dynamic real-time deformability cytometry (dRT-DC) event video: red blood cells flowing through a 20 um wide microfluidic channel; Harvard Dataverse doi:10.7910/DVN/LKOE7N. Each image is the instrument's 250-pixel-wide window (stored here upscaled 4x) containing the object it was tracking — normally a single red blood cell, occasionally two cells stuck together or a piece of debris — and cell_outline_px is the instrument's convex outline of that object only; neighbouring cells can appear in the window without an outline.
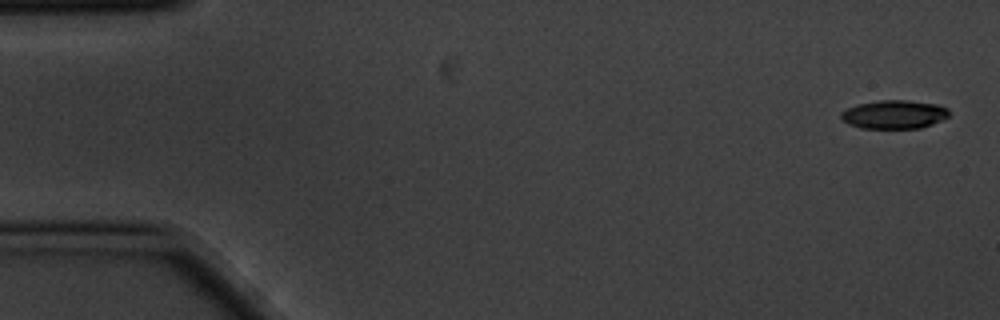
{"species": "common noctule bat (a hibernating species)", "species_latin": "Nyctalus noctula", "temperature_condition": "cold", "stored_images_in_passage": 9, "camera_frame_rate_fps": 3000, "um_per_image_px": 0.085, "animal": {"sex": "male", "body_mass_g": 20.1, "forearm_length_mm": 53.5}, "frame": {"image": 1, "passage_image": 1, "time_ms": 0.0, "image_size_px": [1000, 320], "cell_outline_px": [[948, 116], [932, 124], [920, 128], [860, 128], [848, 124], [840, 116], [840, 112], [856, 104], [880, 100], [908, 100], [936, 104], [948, 108]], "centroid_in_image_um": [75.97, 9.72], "position_along_channel_um": 9.0, "area_um2": 17.92}}
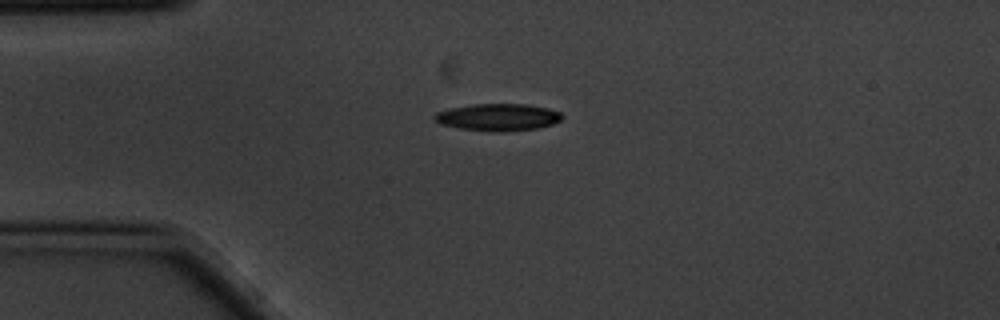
{"frame": {"image": 2, "passage_image": 4, "time_ms": 1.0, "image_size_px": [1000, 320], "cell_outline_px": [[564, 116], [560, 120], [552, 124], [540, 128], [500, 132], [492, 132], [460, 128], [440, 124], [432, 120], [432, 116], [436, 112], [452, 108], [472, 104], [524, 104], [548, 108], [560, 112]], "centroid_in_image_um": [42.31, 9.97], "position_along_channel_um": 42.7, "area_um2": 20.29}}
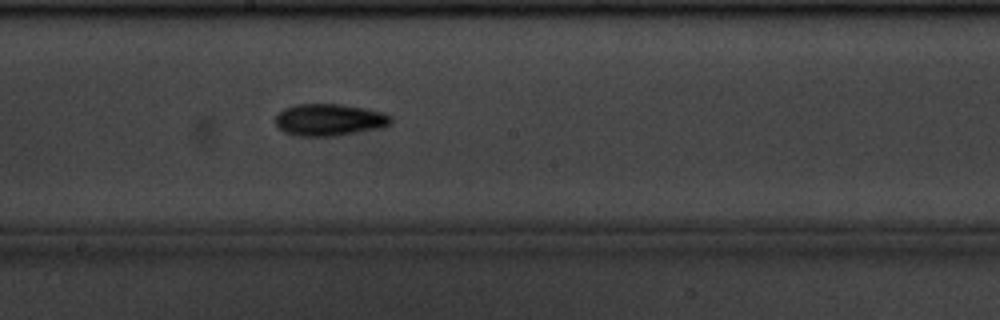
{"frame": {"image": 3, "passage_image": 9, "time_ms": 2.667, "image_size_px": [1000, 320], "cell_outline_px": [[392, 120], [388, 124], [380, 128], [336, 136], [296, 136], [284, 132], [276, 124], [276, 116], [284, 108], [296, 104], [344, 104], [384, 112], [392, 116]], "centroid_in_image_um": [28.0, 10.18], "position_along_channel_um": 220.2, "area_um2": 21.56}}